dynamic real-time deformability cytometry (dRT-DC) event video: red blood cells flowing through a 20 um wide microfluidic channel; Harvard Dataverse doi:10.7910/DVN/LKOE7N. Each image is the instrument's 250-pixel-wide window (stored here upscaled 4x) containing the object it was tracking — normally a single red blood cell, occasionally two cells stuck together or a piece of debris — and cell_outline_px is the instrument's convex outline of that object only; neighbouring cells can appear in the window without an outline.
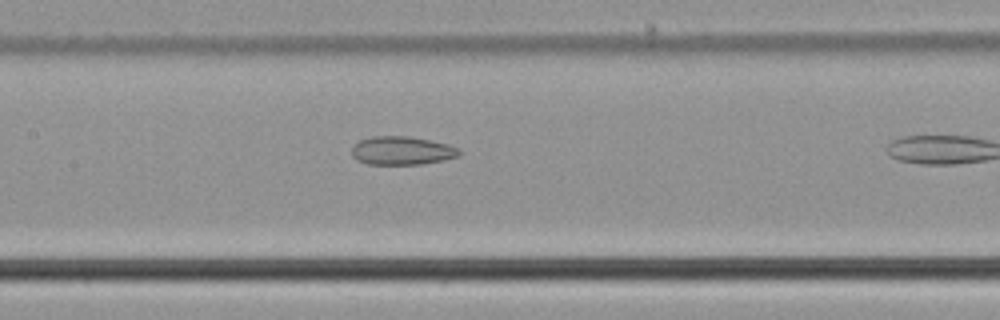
{"species": "common noctule bat (a hibernating species)", "species_latin": "Nyctalus noctula", "temperature_condition": "cold", "stored_images_in_passage": 7, "camera_frame_rate_fps": 3000, "um_per_image_px": 0.085, "animal": {"sex": "male", "body_mass_g": 21.5, "forearm_length_mm": 52.0}, "frame": {"image": 1, "passage_image": 6, "time_ms": 1.667, "image_size_px": [1000, 320], "cell_outline_px": [[460, 156], [444, 160], [420, 164], [368, 164], [356, 160], [352, 156], [352, 148], [360, 140], [372, 136], [408, 136], [448, 144], [460, 148]], "centroid_in_image_um": [34.17, 12.8], "position_along_channel_um": 173.2, "area_um2": 17.8}}